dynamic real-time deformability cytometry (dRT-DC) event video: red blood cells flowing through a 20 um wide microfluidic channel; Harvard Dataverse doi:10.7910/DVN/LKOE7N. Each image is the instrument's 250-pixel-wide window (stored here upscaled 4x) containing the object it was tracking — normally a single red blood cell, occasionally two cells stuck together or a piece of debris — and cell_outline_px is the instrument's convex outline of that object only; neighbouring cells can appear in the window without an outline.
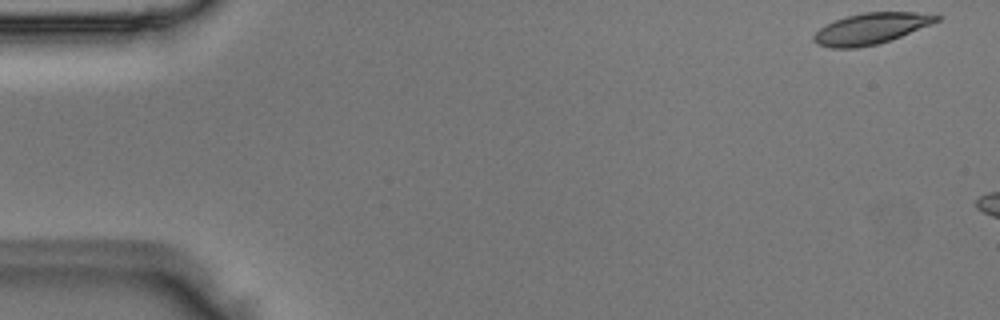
{"species": "Egyptian fruit bat (a non-hibernating species)", "species_latin": "Rousettus aegyptiacus", "temperature_condition": "room temperature", "stored_images_in_passage": 4, "camera_frame_rate_fps": 3000, "um_per_image_px": 0.085, "animal": {"sex": "male"}, "frame": {"image": 1, "passage_image": 1, "time_ms": 0.0, "image_size_px": [1000, 320], "cell_outline_px": [[944, 16], [940, 20], [932, 24], [900, 36], [876, 44], [856, 48], [832, 48], [816, 44], [812, 40], [812, 36], [820, 28], [836, 20], [848, 16], [864, 12], [916, 12]], "centroid_in_image_um": [74.04, 2.42], "position_along_channel_um": 11.0, "area_um2": 22.02}}